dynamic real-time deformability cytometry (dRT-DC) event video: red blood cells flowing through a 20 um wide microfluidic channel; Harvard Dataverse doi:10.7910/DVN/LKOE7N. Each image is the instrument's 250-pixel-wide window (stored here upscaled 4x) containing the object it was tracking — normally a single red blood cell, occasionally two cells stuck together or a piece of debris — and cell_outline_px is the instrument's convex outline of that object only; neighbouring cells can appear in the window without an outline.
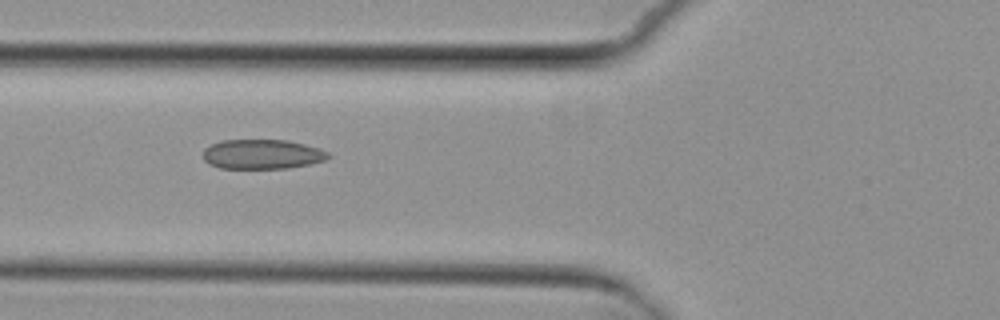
{"species": "common noctule bat (a hibernating species)", "species_latin": "Nyctalus noctula", "temperature_condition": "cold", "stored_images_in_passage": 7, "camera_frame_rate_fps": 3000, "um_per_image_px": 0.085, "animal": {"sex": "female", "body_mass_g": 29.2, "forearm_length_mm": 56.3}, "frame": {"image": 1, "passage_image": 5, "time_ms": 6.333, "image_size_px": [1000, 320], "cell_outline_px": [[332, 156], [324, 160], [308, 164], [288, 168], [220, 168], [208, 164], [204, 160], [204, 148], [212, 144], [224, 140], [288, 140], [320, 148], [328, 152]], "centroid_in_image_um": [22.29, 13.11], "position_along_channel_um": 103.5, "area_um2": 21.56}}
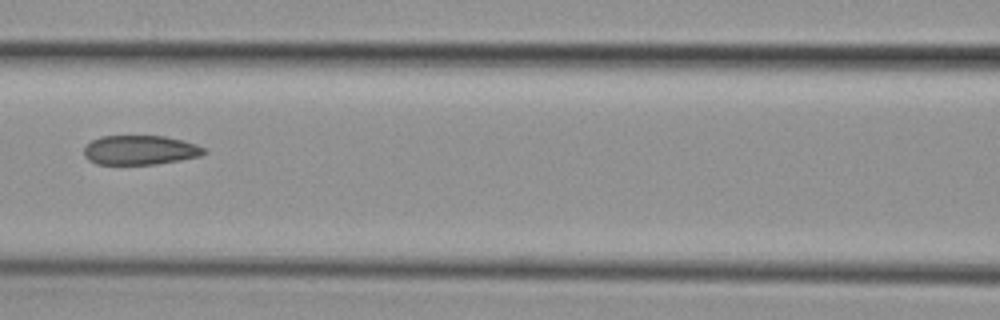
{"frame": {"image": 2, "passage_image": 6, "time_ms": 7.667, "image_size_px": [1000, 320], "cell_outline_px": [[208, 152], [200, 156], [180, 160], [156, 164], [96, 164], [88, 160], [84, 156], [84, 148], [92, 140], [100, 136], [164, 136], [184, 140], [208, 148]], "centroid_in_image_um": [11.95, 12.75], "position_along_channel_um": 154.7, "area_um2": 20.75}}
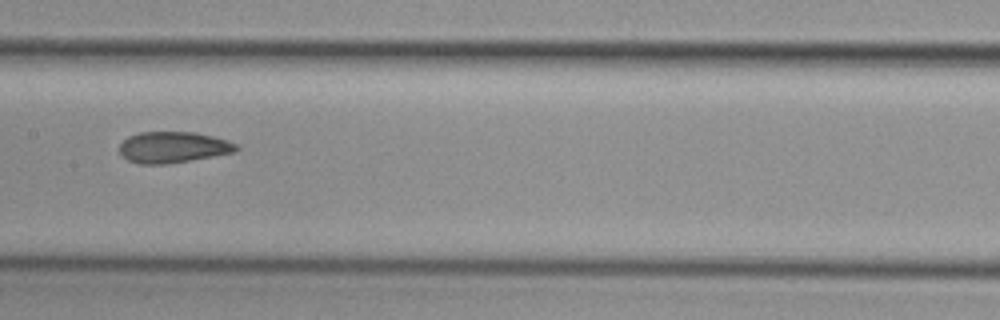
{"frame": {"image": 3, "passage_image": 7, "time_ms": 8.667, "image_size_px": [1000, 320], "cell_outline_px": [[240, 148], [236, 152], [168, 164], [140, 164], [128, 160], [120, 152], [120, 144], [128, 136], [140, 132], [196, 132], [228, 140], [236, 144]], "centroid_in_image_um": [14.74, 12.51], "position_along_channel_um": 192.7, "area_um2": 21.21}}